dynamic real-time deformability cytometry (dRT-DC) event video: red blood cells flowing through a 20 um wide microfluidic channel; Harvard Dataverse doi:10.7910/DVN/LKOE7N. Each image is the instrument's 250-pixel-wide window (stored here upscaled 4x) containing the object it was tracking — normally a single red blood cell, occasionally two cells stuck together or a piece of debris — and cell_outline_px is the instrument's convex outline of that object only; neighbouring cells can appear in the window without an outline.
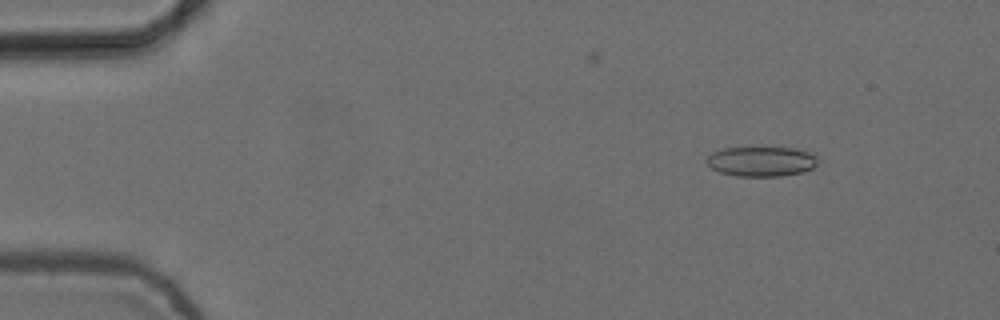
{"species": "common noctule bat (a hibernating species)", "species_latin": "Nyctalus noctula", "temperature_condition": "cold", "stored_images_in_passage": 9, "camera_frame_rate_fps": 3000, "um_per_image_px": 0.085, "animal": {"sex": "female", "body_mass_g": 24.6, "forearm_length_mm": 56.2}, "frame": {"image": 1, "passage_image": 2, "time_ms": 0.333, "image_size_px": [1000, 320], "cell_outline_px": [[816, 164], [812, 168], [804, 172], [780, 176], [736, 176], [720, 172], [712, 168], [704, 160], [712, 152], [724, 148], [796, 148], [812, 152], [816, 156]], "centroid_in_image_um": [64.72, 13.72], "position_along_channel_um": 20.3, "area_um2": 19.36}}
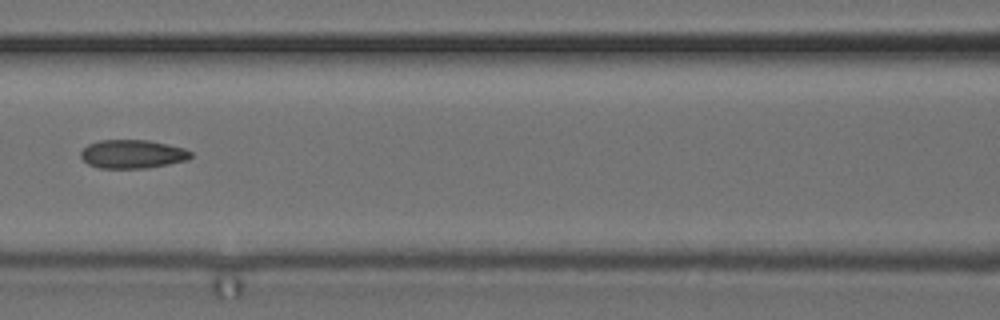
{"frame": {"image": 2, "passage_image": 7, "time_ms": 2.0, "image_size_px": [1000, 320], "cell_outline_px": [[192, 156], [188, 160], [148, 168], [100, 168], [88, 164], [80, 156], [80, 152], [88, 144], [100, 140], [148, 140], [168, 144], [184, 148], [192, 152]], "centroid_in_image_um": [11.27, 13.09], "position_along_channel_um": 155.3, "area_um2": 18.38}}
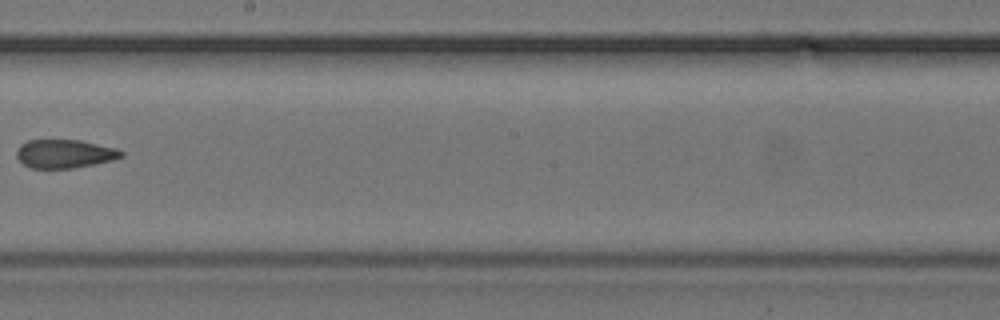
{"frame": {"image": 3, "passage_image": 9, "time_ms": 2.667, "image_size_px": [1000, 320], "cell_outline_px": [[124, 156], [112, 160], [72, 168], [32, 168], [24, 164], [16, 156], [16, 152], [20, 144], [28, 140], [80, 140], [116, 148], [124, 152]], "centroid_in_image_um": [5.49, 13.06], "position_along_channel_um": 242.7, "area_um2": 17.28}}